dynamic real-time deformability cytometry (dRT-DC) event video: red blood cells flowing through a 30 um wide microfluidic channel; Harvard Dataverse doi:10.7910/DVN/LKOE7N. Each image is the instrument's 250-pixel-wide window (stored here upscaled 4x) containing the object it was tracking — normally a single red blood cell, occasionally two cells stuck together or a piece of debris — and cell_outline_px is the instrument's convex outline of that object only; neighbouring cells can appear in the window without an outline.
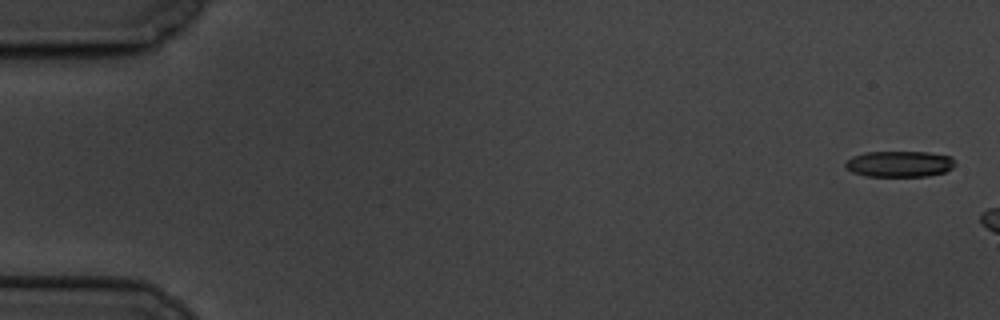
{"species": "common noctule bat (a hibernating species)", "species_latin": "Nyctalus noctula", "temperature_condition": "cold", "stored_images_in_passage": 4, "camera_frame_rate_fps": 3000, "um_per_image_px": 0.085, "animal": {"sex": "male", "body_mass_g": 19.5, "forearm_length_mm": 54.6}, "frame": {"image": 1, "passage_image": 1, "time_ms": 0.0, "image_size_px": [1000, 320], "cell_outline_px": [[956, 164], [952, 168], [944, 172], [928, 176], [864, 176], [852, 172], [844, 164], [852, 156], [864, 152], [928, 152], [952, 156], [956, 160]], "centroid_in_image_um": [76.49, 13.93], "position_along_channel_um": 8.5, "area_um2": 16.76}}